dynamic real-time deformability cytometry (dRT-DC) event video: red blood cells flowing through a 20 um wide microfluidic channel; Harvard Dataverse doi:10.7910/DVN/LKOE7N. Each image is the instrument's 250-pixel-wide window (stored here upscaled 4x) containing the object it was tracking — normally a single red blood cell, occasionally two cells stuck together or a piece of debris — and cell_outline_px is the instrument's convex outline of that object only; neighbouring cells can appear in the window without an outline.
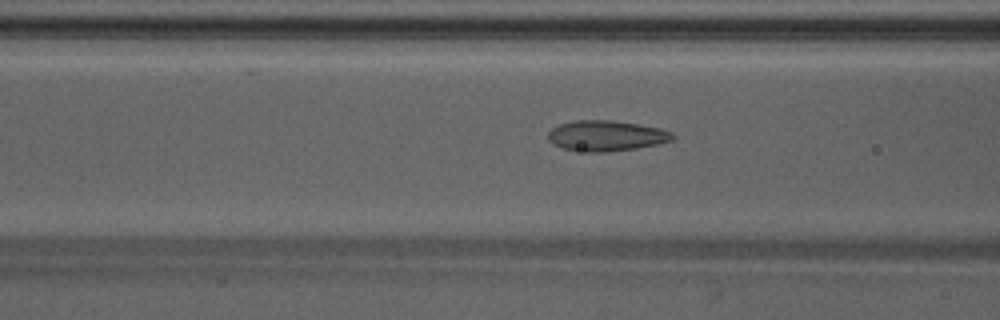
{"species": "Egyptian fruit bat (a non-hibernating species)", "species_latin": "Rousettus aegyptiacus", "temperature_condition": "warm", "stored_images_in_passage": 38, "camera_frame_rate_fps": 3000, "um_per_image_px": 0.085, "animal": {"sex": "male"}, "frame": {"image": 1, "passage_image": 9, "time_ms": 2.667, "image_size_px": [1000, 320], "cell_outline_px": [[676, 136], [672, 140], [656, 144], [636, 148], [608, 152], [588, 152], [564, 148], [552, 144], [548, 140], [548, 132], [552, 128], [560, 124], [576, 120], [612, 120], [660, 128], [672, 132]], "centroid_in_image_um": [51.52, 11.54], "position_along_channel_um": 115.1, "area_um2": 22.08}}
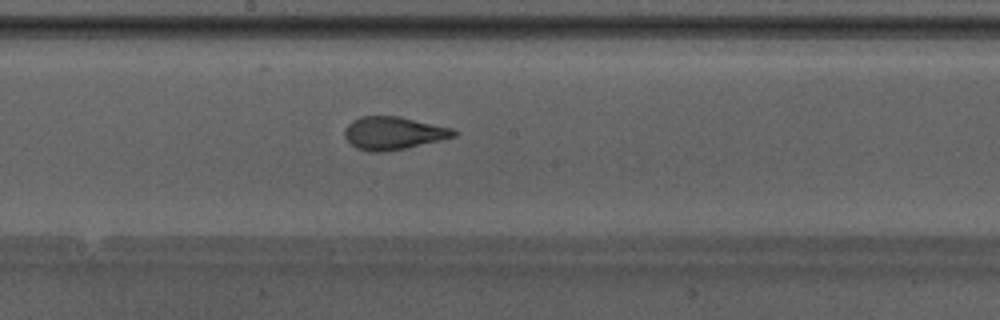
{"frame": {"image": 2, "passage_image": 16, "time_ms": 5.0, "image_size_px": [1000, 320], "cell_outline_px": [[456, 136], [408, 148], [384, 152], [368, 152], [356, 148], [344, 136], [344, 128], [352, 120], [360, 116], [400, 116], [452, 128], [456, 132]], "centroid_in_image_um": [33.41, 11.32], "position_along_channel_um": 214.8, "area_um2": 21.04}}
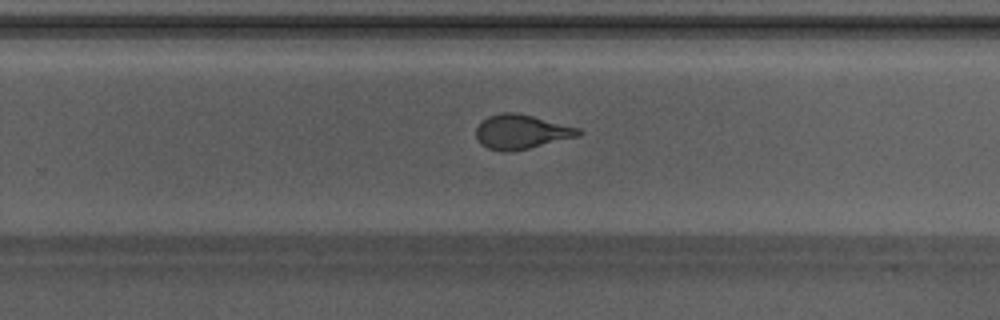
{"frame": {"image": 3, "passage_image": 21, "time_ms": 6.667, "image_size_px": [1000, 320], "cell_outline_px": [[584, 132], [580, 136], [512, 152], [504, 152], [488, 148], [480, 144], [476, 136], [476, 128], [488, 116], [500, 112], [516, 112], [580, 128]], "centroid_in_image_um": [44.32, 11.21], "position_along_channel_um": 285.5, "area_um2": 20.58}, "authors_computed_cell_mechanics": {"area_um2": 21.0103, "velocity_mm_per_s": 4.2655, "shape_relaxation_time_tau1_ms": 5.8625, "shape_relaxation_time_tau2_ms": 0.6209, "deformation_change_tau1": 0.2197, "deformation_change_tau2": 0.0613}}